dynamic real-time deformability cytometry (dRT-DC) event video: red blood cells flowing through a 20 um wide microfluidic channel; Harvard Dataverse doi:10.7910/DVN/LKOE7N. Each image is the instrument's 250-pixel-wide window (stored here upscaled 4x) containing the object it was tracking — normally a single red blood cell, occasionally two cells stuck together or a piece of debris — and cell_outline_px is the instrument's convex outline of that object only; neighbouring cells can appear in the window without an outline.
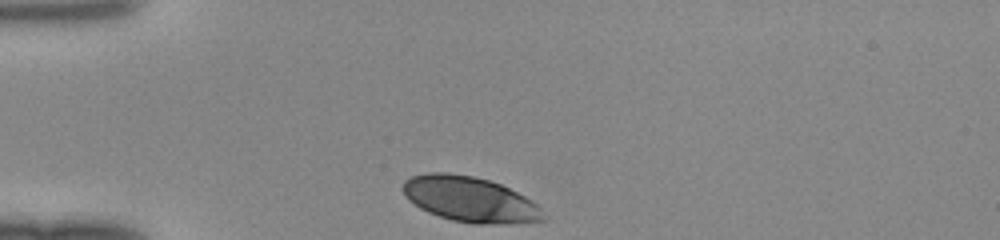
{"species": "human", "species_latin": "Homo sapiens", "temperature_condition": "room temperature", "stored_images_in_passage": 28, "camera_frame_rate_fps": 3000, "um_per_image_px": 0.085, "donor": {"sex": "female"}, "frame": {"image": 1, "passage_image": 1, "time_ms": 0.0, "image_size_px": [1000, 240], "cell_outline_px": [[548, 220], [516, 224], [472, 224], [452, 220], [428, 212], [420, 208], [408, 200], [400, 188], [404, 180], [412, 176], [428, 172], [448, 172], [472, 176], [488, 180], [500, 184], [524, 196], [536, 204], [548, 216]], "centroid_in_image_um": [39.95, 16.96], "position_along_channel_um": 45.0, "area_um2": 37.51}}
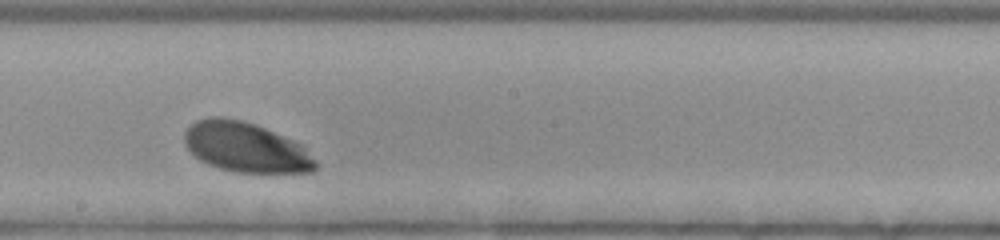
{"frame": {"image": 2, "passage_image": 16, "time_ms": 5.0, "image_size_px": [1000, 240], "cell_outline_px": [[316, 168], [312, 172], [236, 172], [220, 168], [208, 164], [200, 160], [184, 144], [184, 132], [196, 120], [208, 116], [220, 116], [240, 120], [256, 124], [292, 140], [300, 144], [316, 160]], "centroid_in_image_um": [20.86, 12.51], "position_along_channel_um": 227.3, "area_um2": 37.86}}
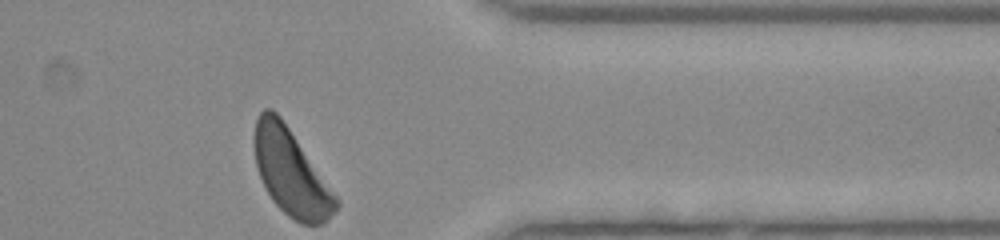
{"frame": {"image": 3, "passage_image": 28, "time_ms": 9.0, "image_size_px": [1000, 240], "cell_outline_px": [[340, 204], [328, 220], [324, 224], [300, 224], [288, 216], [272, 200], [260, 176], [256, 164], [252, 144], [252, 140], [256, 120], [260, 112], [264, 108], [272, 108], [280, 116], [340, 200]], "centroid_in_image_um": [24.72, 14.65], "position_along_channel_um": 386.7, "area_um2": 40.92}}